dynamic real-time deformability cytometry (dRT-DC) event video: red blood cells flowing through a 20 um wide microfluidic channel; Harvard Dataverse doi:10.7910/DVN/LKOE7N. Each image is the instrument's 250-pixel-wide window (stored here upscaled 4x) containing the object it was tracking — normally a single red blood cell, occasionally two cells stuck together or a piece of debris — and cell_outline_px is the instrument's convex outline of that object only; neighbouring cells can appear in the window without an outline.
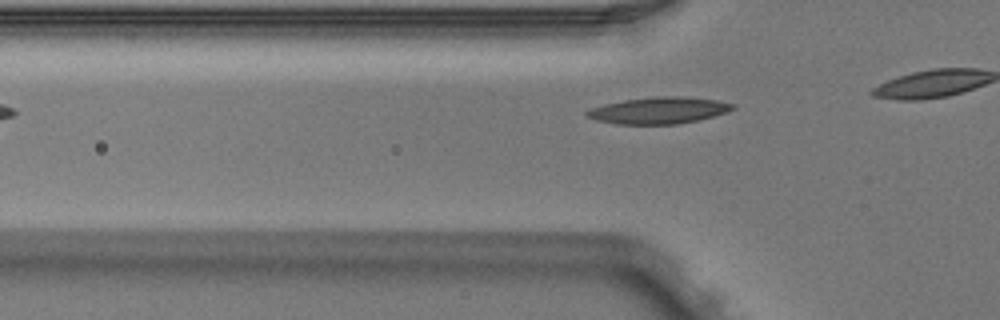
{"species": "Egyptian fruit bat (a non-hibernating species)", "species_latin": "Rousettus aegyptiacus", "temperature_condition": "warm", "stored_images_in_passage": 4, "segment_of_instrument_passage": [2, 2], "camera_frame_rate_fps": 3000, "um_per_image_px": 0.085, "animal": {"sex": "male"}, "frame": {"image": 1, "passage_image": 4, "time_ms": 1.0, "image_size_px": [1000, 320], "cell_outline_px": [[736, 108], [728, 112], [700, 120], [676, 124], [616, 124], [596, 120], [588, 116], [584, 112], [592, 108], [604, 104], [624, 100], [656, 96], [684, 96], [716, 100], [732, 104]], "centroid_in_image_um": [56.02, 9.38], "position_along_channel_um": 69.8, "area_um2": 22.6}}